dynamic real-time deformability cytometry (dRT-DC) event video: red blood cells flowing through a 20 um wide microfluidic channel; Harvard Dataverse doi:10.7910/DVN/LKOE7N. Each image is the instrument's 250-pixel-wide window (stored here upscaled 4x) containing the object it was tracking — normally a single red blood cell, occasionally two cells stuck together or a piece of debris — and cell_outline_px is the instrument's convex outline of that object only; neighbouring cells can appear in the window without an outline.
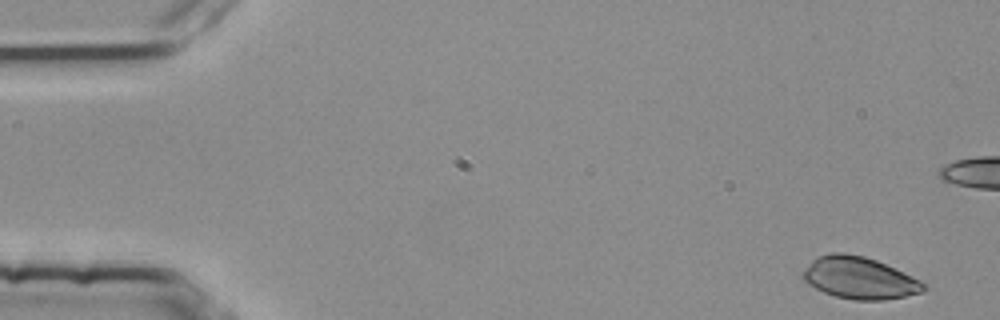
{"species": "common noctule bat (a hibernating species)", "species_latin": "Nyctalus noctula", "temperature_condition": "room temperature", "stored_images_in_passage": 4, "camera_frame_rate_fps": 3000, "um_per_image_px": 0.085, "animal": {"sex": "female", "body_mass_g": 25.1}, "frame": {"image": 1, "passage_image": 1, "time_ms": 0.0, "image_size_px": [1000, 320], "cell_outline_px": [[928, 288], [924, 292], [884, 300], [856, 300], [836, 296], [824, 292], [808, 284], [800, 276], [800, 272], [812, 260], [820, 256], [832, 252], [844, 252], [864, 256], [876, 260], [920, 280]], "centroid_in_image_um": [73.02, 23.62], "position_along_channel_um": 12.0, "area_um2": 29.48}}
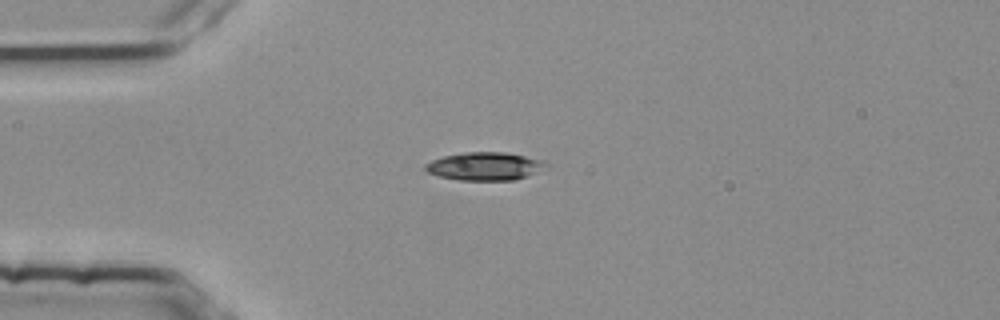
{"frame": {"image": 2, "passage_image": 4, "time_ms": 1.0, "image_size_px": [1000, 320], "cell_outline_px": [[552, 164], [524, 176], [512, 180], [460, 180], [440, 176], [428, 172], [424, 168], [424, 164], [432, 160], [444, 156], [460, 152], [504, 152], [524, 156]], "centroid_in_image_um": [41.14, 14.12], "position_along_channel_um": 43.9, "area_um2": 19.36}}